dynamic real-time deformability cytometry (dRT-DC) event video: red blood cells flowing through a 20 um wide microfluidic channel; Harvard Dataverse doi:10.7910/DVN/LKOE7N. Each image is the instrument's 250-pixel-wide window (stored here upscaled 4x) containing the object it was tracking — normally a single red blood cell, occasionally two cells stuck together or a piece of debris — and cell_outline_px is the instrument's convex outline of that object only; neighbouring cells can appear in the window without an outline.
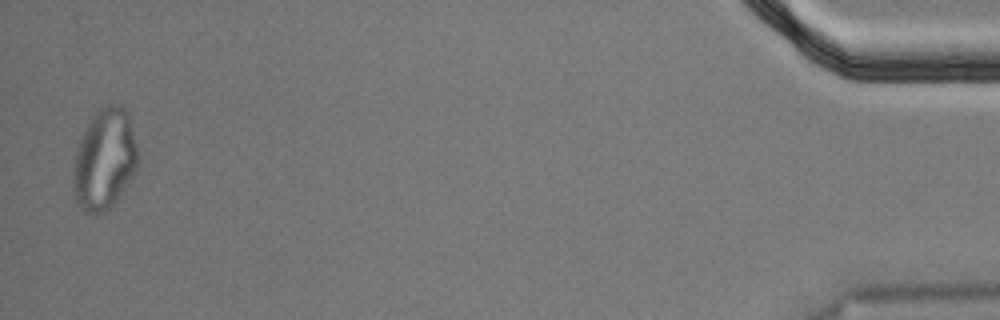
{"species": "Egyptian fruit bat (a non-hibernating species)", "species_latin": "Rousettus aegyptiacus", "temperature_condition": "cold", "stored_images_in_passage": 57, "segment_of_instrument_passage": [2, 2], "camera_frame_rate_fps": 3000, "um_per_image_px": 0.085, "animal": {"sex": "male"}, "frame": {"image": 1, "passage_image": 56, "time_ms": 18.333, "image_size_px": [1000, 320], "cell_outline_px": [[136, 168], [132, 176], [112, 204], [104, 212], [84, 212], [76, 204], [72, 180], [72, 172], [76, 148], [80, 136], [96, 112], [108, 104], [120, 104], [128, 112], [136, 144]], "centroid_in_image_um": [8.84, 13.53], "position_along_channel_um": 426.4, "area_um2": 37.57}}